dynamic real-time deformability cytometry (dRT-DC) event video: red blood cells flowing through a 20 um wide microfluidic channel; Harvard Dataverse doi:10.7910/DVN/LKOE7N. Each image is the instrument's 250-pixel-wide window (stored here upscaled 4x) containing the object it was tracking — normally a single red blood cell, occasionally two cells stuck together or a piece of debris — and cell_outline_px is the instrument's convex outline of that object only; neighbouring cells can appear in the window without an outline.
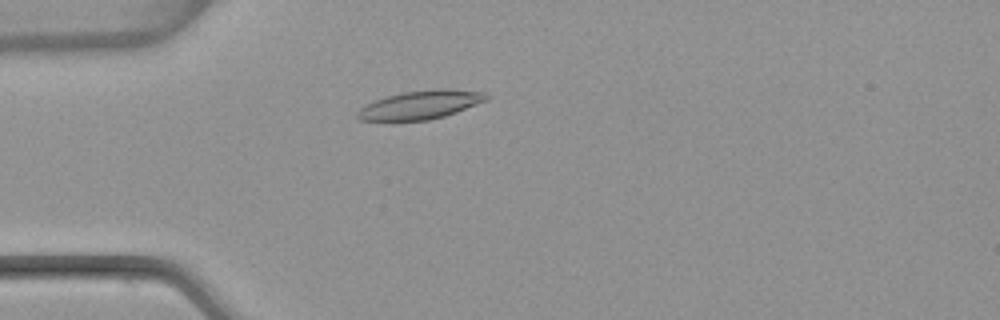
{"species": "common noctule bat (a hibernating species)", "species_latin": "Nyctalus noctula", "temperature_condition": "warm", "stored_images_in_passage": 52, "camera_frame_rate_fps": 3000, "um_per_image_px": 0.085, "animal": {"sex": "female", "body_mass_g": 22.7, "forearm_length_mm": 54.2}, "frame": {"image": 1, "passage_image": 13, "time_ms": 4.0, "image_size_px": [1000, 320], "cell_outline_px": [[488, 100], [456, 112], [444, 116], [428, 120], [360, 120], [356, 116], [356, 112], [360, 108], [384, 96], [404, 92], [436, 88], [444, 88], [484, 92], [488, 96]], "centroid_in_image_um": [35.76, 8.9], "position_along_channel_um": 49.2, "area_um2": 21.33}}
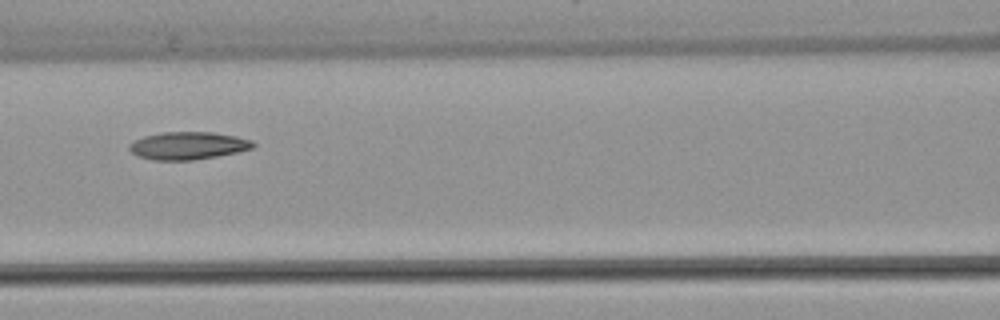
{"frame": {"image": 2, "passage_image": 22, "time_ms": 7.0, "image_size_px": [1000, 320], "cell_outline_px": [[256, 144], [252, 148], [236, 152], [216, 156], [192, 160], [152, 160], [136, 156], [128, 148], [128, 144], [144, 136], [160, 132], [212, 132], [236, 136], [252, 140]], "centroid_in_image_um": [15.95, 12.38], "position_along_channel_um": 150.6, "area_um2": 19.94}}
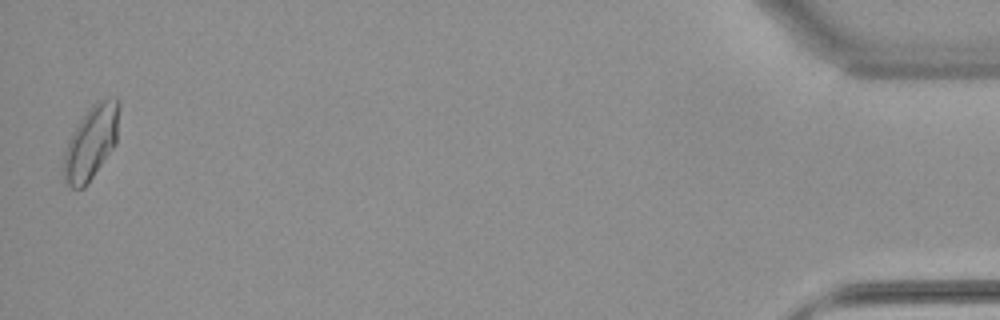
{"frame": {"image": 3, "passage_image": 51, "time_ms": 16.667, "image_size_px": [1000, 320], "cell_outline_px": [[120, 100], [116, 144], [88, 184], [84, 188], [72, 188], [64, 180], [64, 148], [72, 132], [80, 120], [92, 104], [96, 100], [116, 96]], "centroid_in_image_um": [7.76, 12.08], "position_along_channel_um": 427.4, "area_um2": 23.99}, "authors_computed_cell_mechanics": {"area_um2": 20.1433, "velocity_mm_per_s": 3.8239, "shape_relaxation_time_tau1_ms": 7.564, "shape_relaxation_time_tau2_ms": 4.4633, "deformation_change_tau1": 0.1877, "deformation_change_tau2": 0.1044}}